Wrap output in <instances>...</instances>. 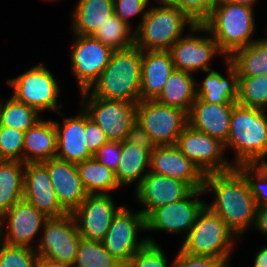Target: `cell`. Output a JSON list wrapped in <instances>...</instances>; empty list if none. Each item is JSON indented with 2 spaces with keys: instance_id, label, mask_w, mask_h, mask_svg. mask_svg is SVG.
Here are the masks:
<instances>
[{
  "instance_id": "obj_1",
  "label": "cell",
  "mask_w": 267,
  "mask_h": 267,
  "mask_svg": "<svg viewBox=\"0 0 267 267\" xmlns=\"http://www.w3.org/2000/svg\"><path fill=\"white\" fill-rule=\"evenodd\" d=\"M213 191L212 203L205 206L228 225L240 239L248 227H253L257 205L244 176L234 167L222 173H209L204 177L203 192Z\"/></svg>"
},
{
  "instance_id": "obj_2",
  "label": "cell",
  "mask_w": 267,
  "mask_h": 267,
  "mask_svg": "<svg viewBox=\"0 0 267 267\" xmlns=\"http://www.w3.org/2000/svg\"><path fill=\"white\" fill-rule=\"evenodd\" d=\"M142 50L135 44L127 49L114 50L109 64L87 90L93 97L140 101Z\"/></svg>"
},
{
  "instance_id": "obj_3",
  "label": "cell",
  "mask_w": 267,
  "mask_h": 267,
  "mask_svg": "<svg viewBox=\"0 0 267 267\" xmlns=\"http://www.w3.org/2000/svg\"><path fill=\"white\" fill-rule=\"evenodd\" d=\"M226 149L235 153L232 165L267 164V110L236 103L233 107Z\"/></svg>"
},
{
  "instance_id": "obj_4",
  "label": "cell",
  "mask_w": 267,
  "mask_h": 267,
  "mask_svg": "<svg viewBox=\"0 0 267 267\" xmlns=\"http://www.w3.org/2000/svg\"><path fill=\"white\" fill-rule=\"evenodd\" d=\"M253 11L249 6L220 0L202 23L217 42L223 58L256 40L252 38L256 28Z\"/></svg>"
},
{
  "instance_id": "obj_5",
  "label": "cell",
  "mask_w": 267,
  "mask_h": 267,
  "mask_svg": "<svg viewBox=\"0 0 267 267\" xmlns=\"http://www.w3.org/2000/svg\"><path fill=\"white\" fill-rule=\"evenodd\" d=\"M148 7L145 17L134 29V44L142 51L169 50L195 23L175 6L161 0Z\"/></svg>"
},
{
  "instance_id": "obj_6",
  "label": "cell",
  "mask_w": 267,
  "mask_h": 267,
  "mask_svg": "<svg viewBox=\"0 0 267 267\" xmlns=\"http://www.w3.org/2000/svg\"><path fill=\"white\" fill-rule=\"evenodd\" d=\"M239 239L228 225L206 206L198 213L195 223L184 238L180 250L192 256L217 258L229 267L235 241Z\"/></svg>"
},
{
  "instance_id": "obj_7",
  "label": "cell",
  "mask_w": 267,
  "mask_h": 267,
  "mask_svg": "<svg viewBox=\"0 0 267 267\" xmlns=\"http://www.w3.org/2000/svg\"><path fill=\"white\" fill-rule=\"evenodd\" d=\"M6 83L13 89L11 96L36 109L40 114L47 110L57 114L60 112V86L44 64H37L18 77L7 79Z\"/></svg>"
},
{
  "instance_id": "obj_8",
  "label": "cell",
  "mask_w": 267,
  "mask_h": 267,
  "mask_svg": "<svg viewBox=\"0 0 267 267\" xmlns=\"http://www.w3.org/2000/svg\"><path fill=\"white\" fill-rule=\"evenodd\" d=\"M41 234L37 239L36 254L54 262L73 266L81 236L72 213L47 218Z\"/></svg>"
},
{
  "instance_id": "obj_9",
  "label": "cell",
  "mask_w": 267,
  "mask_h": 267,
  "mask_svg": "<svg viewBox=\"0 0 267 267\" xmlns=\"http://www.w3.org/2000/svg\"><path fill=\"white\" fill-rule=\"evenodd\" d=\"M136 122L157 146L175 145L177 137L188 125V113L156 100L139 101Z\"/></svg>"
},
{
  "instance_id": "obj_10",
  "label": "cell",
  "mask_w": 267,
  "mask_h": 267,
  "mask_svg": "<svg viewBox=\"0 0 267 267\" xmlns=\"http://www.w3.org/2000/svg\"><path fill=\"white\" fill-rule=\"evenodd\" d=\"M82 108L105 132L109 141L123 142L136 123V103L93 97L87 90L81 92Z\"/></svg>"
},
{
  "instance_id": "obj_11",
  "label": "cell",
  "mask_w": 267,
  "mask_h": 267,
  "mask_svg": "<svg viewBox=\"0 0 267 267\" xmlns=\"http://www.w3.org/2000/svg\"><path fill=\"white\" fill-rule=\"evenodd\" d=\"M146 232L145 216L140 212H132L124 205L114 216L102 244L105 249L124 266L134 254L148 241L141 240L139 232Z\"/></svg>"
},
{
  "instance_id": "obj_12",
  "label": "cell",
  "mask_w": 267,
  "mask_h": 267,
  "mask_svg": "<svg viewBox=\"0 0 267 267\" xmlns=\"http://www.w3.org/2000/svg\"><path fill=\"white\" fill-rule=\"evenodd\" d=\"M175 146L204 175L227 172L234 168L232 162L225 157L224 152L226 151L223 143L189 125L177 137Z\"/></svg>"
},
{
  "instance_id": "obj_13",
  "label": "cell",
  "mask_w": 267,
  "mask_h": 267,
  "mask_svg": "<svg viewBox=\"0 0 267 267\" xmlns=\"http://www.w3.org/2000/svg\"><path fill=\"white\" fill-rule=\"evenodd\" d=\"M200 32L207 36L197 35ZM169 51L175 70L189 73L199 70L207 73V71L212 70L209 62L214 59L213 57L216 54L223 56L217 42L203 24H195L189 28V34L182 36Z\"/></svg>"
},
{
  "instance_id": "obj_14",
  "label": "cell",
  "mask_w": 267,
  "mask_h": 267,
  "mask_svg": "<svg viewBox=\"0 0 267 267\" xmlns=\"http://www.w3.org/2000/svg\"><path fill=\"white\" fill-rule=\"evenodd\" d=\"M200 194H204L203 189L193 190L182 200L153 209L145 217L146 231H165L185 238L205 206L206 202L198 199Z\"/></svg>"
},
{
  "instance_id": "obj_15",
  "label": "cell",
  "mask_w": 267,
  "mask_h": 267,
  "mask_svg": "<svg viewBox=\"0 0 267 267\" xmlns=\"http://www.w3.org/2000/svg\"><path fill=\"white\" fill-rule=\"evenodd\" d=\"M70 64L80 92L88 90L109 64L113 50L91 35L74 34Z\"/></svg>"
},
{
  "instance_id": "obj_16",
  "label": "cell",
  "mask_w": 267,
  "mask_h": 267,
  "mask_svg": "<svg viewBox=\"0 0 267 267\" xmlns=\"http://www.w3.org/2000/svg\"><path fill=\"white\" fill-rule=\"evenodd\" d=\"M123 206L116 207L110 194L88 195L72 212L81 238L102 242L114 216Z\"/></svg>"
},
{
  "instance_id": "obj_17",
  "label": "cell",
  "mask_w": 267,
  "mask_h": 267,
  "mask_svg": "<svg viewBox=\"0 0 267 267\" xmlns=\"http://www.w3.org/2000/svg\"><path fill=\"white\" fill-rule=\"evenodd\" d=\"M46 217L41 211L25 199L17 201L8 211L2 214V242L12 245L34 248L36 238L44 226ZM5 222V223H4Z\"/></svg>"
},
{
  "instance_id": "obj_18",
  "label": "cell",
  "mask_w": 267,
  "mask_h": 267,
  "mask_svg": "<svg viewBox=\"0 0 267 267\" xmlns=\"http://www.w3.org/2000/svg\"><path fill=\"white\" fill-rule=\"evenodd\" d=\"M193 190L187 182L149 171L135 187L134 195L146 217L153 209L182 200Z\"/></svg>"
},
{
  "instance_id": "obj_19",
  "label": "cell",
  "mask_w": 267,
  "mask_h": 267,
  "mask_svg": "<svg viewBox=\"0 0 267 267\" xmlns=\"http://www.w3.org/2000/svg\"><path fill=\"white\" fill-rule=\"evenodd\" d=\"M23 199L48 218L68 213L60 205L47 168L42 163H25Z\"/></svg>"
},
{
  "instance_id": "obj_20",
  "label": "cell",
  "mask_w": 267,
  "mask_h": 267,
  "mask_svg": "<svg viewBox=\"0 0 267 267\" xmlns=\"http://www.w3.org/2000/svg\"><path fill=\"white\" fill-rule=\"evenodd\" d=\"M149 171L187 182L194 190L203 189L205 175L175 145L156 146Z\"/></svg>"
},
{
  "instance_id": "obj_21",
  "label": "cell",
  "mask_w": 267,
  "mask_h": 267,
  "mask_svg": "<svg viewBox=\"0 0 267 267\" xmlns=\"http://www.w3.org/2000/svg\"><path fill=\"white\" fill-rule=\"evenodd\" d=\"M42 164L47 168L60 205L72 213L88 196L76 164L56 157Z\"/></svg>"
},
{
  "instance_id": "obj_22",
  "label": "cell",
  "mask_w": 267,
  "mask_h": 267,
  "mask_svg": "<svg viewBox=\"0 0 267 267\" xmlns=\"http://www.w3.org/2000/svg\"><path fill=\"white\" fill-rule=\"evenodd\" d=\"M235 104H213L196 97L188 113V125L225 144L228 140L231 114Z\"/></svg>"
},
{
  "instance_id": "obj_23",
  "label": "cell",
  "mask_w": 267,
  "mask_h": 267,
  "mask_svg": "<svg viewBox=\"0 0 267 267\" xmlns=\"http://www.w3.org/2000/svg\"><path fill=\"white\" fill-rule=\"evenodd\" d=\"M63 118L62 124L54 121L57 131L56 158L77 164L90 159L93 155L86 146L85 111L76 116L65 117L61 111L57 114Z\"/></svg>"
},
{
  "instance_id": "obj_24",
  "label": "cell",
  "mask_w": 267,
  "mask_h": 267,
  "mask_svg": "<svg viewBox=\"0 0 267 267\" xmlns=\"http://www.w3.org/2000/svg\"><path fill=\"white\" fill-rule=\"evenodd\" d=\"M174 70L169 50L142 51L140 101L156 100Z\"/></svg>"
},
{
  "instance_id": "obj_25",
  "label": "cell",
  "mask_w": 267,
  "mask_h": 267,
  "mask_svg": "<svg viewBox=\"0 0 267 267\" xmlns=\"http://www.w3.org/2000/svg\"><path fill=\"white\" fill-rule=\"evenodd\" d=\"M57 154V131L53 120H39L25 131L23 162L42 163Z\"/></svg>"
},
{
  "instance_id": "obj_26",
  "label": "cell",
  "mask_w": 267,
  "mask_h": 267,
  "mask_svg": "<svg viewBox=\"0 0 267 267\" xmlns=\"http://www.w3.org/2000/svg\"><path fill=\"white\" fill-rule=\"evenodd\" d=\"M227 66V77H224L214 69L207 71L208 74L202 83L196 81V96L205 102L213 104L236 103L238 97V71L233 67L228 58H224ZM198 84V85H197Z\"/></svg>"
},
{
  "instance_id": "obj_27",
  "label": "cell",
  "mask_w": 267,
  "mask_h": 267,
  "mask_svg": "<svg viewBox=\"0 0 267 267\" xmlns=\"http://www.w3.org/2000/svg\"><path fill=\"white\" fill-rule=\"evenodd\" d=\"M72 12L71 30L76 35H93L114 14L113 0H78Z\"/></svg>"
},
{
  "instance_id": "obj_28",
  "label": "cell",
  "mask_w": 267,
  "mask_h": 267,
  "mask_svg": "<svg viewBox=\"0 0 267 267\" xmlns=\"http://www.w3.org/2000/svg\"><path fill=\"white\" fill-rule=\"evenodd\" d=\"M195 80L192 73L174 70L156 101L189 113L197 97Z\"/></svg>"
},
{
  "instance_id": "obj_29",
  "label": "cell",
  "mask_w": 267,
  "mask_h": 267,
  "mask_svg": "<svg viewBox=\"0 0 267 267\" xmlns=\"http://www.w3.org/2000/svg\"><path fill=\"white\" fill-rule=\"evenodd\" d=\"M146 168L150 169V154L125 140L121 142V157L115 172L120 187L137 182L136 187L149 172Z\"/></svg>"
},
{
  "instance_id": "obj_30",
  "label": "cell",
  "mask_w": 267,
  "mask_h": 267,
  "mask_svg": "<svg viewBox=\"0 0 267 267\" xmlns=\"http://www.w3.org/2000/svg\"><path fill=\"white\" fill-rule=\"evenodd\" d=\"M24 168L22 161L0 160V213L4 214L23 199Z\"/></svg>"
},
{
  "instance_id": "obj_31",
  "label": "cell",
  "mask_w": 267,
  "mask_h": 267,
  "mask_svg": "<svg viewBox=\"0 0 267 267\" xmlns=\"http://www.w3.org/2000/svg\"><path fill=\"white\" fill-rule=\"evenodd\" d=\"M228 59L238 71V76L267 74V39L256 38L249 46L236 50Z\"/></svg>"
},
{
  "instance_id": "obj_32",
  "label": "cell",
  "mask_w": 267,
  "mask_h": 267,
  "mask_svg": "<svg viewBox=\"0 0 267 267\" xmlns=\"http://www.w3.org/2000/svg\"><path fill=\"white\" fill-rule=\"evenodd\" d=\"M76 166L88 195L111 194L110 191L120 188L115 172L93 157L77 163Z\"/></svg>"
},
{
  "instance_id": "obj_33",
  "label": "cell",
  "mask_w": 267,
  "mask_h": 267,
  "mask_svg": "<svg viewBox=\"0 0 267 267\" xmlns=\"http://www.w3.org/2000/svg\"><path fill=\"white\" fill-rule=\"evenodd\" d=\"M40 113L17 101L13 96L5 101L0 100V125L26 131L41 120ZM40 116V117H39Z\"/></svg>"
},
{
  "instance_id": "obj_34",
  "label": "cell",
  "mask_w": 267,
  "mask_h": 267,
  "mask_svg": "<svg viewBox=\"0 0 267 267\" xmlns=\"http://www.w3.org/2000/svg\"><path fill=\"white\" fill-rule=\"evenodd\" d=\"M92 36L113 51L134 45V30L115 13Z\"/></svg>"
},
{
  "instance_id": "obj_35",
  "label": "cell",
  "mask_w": 267,
  "mask_h": 267,
  "mask_svg": "<svg viewBox=\"0 0 267 267\" xmlns=\"http://www.w3.org/2000/svg\"><path fill=\"white\" fill-rule=\"evenodd\" d=\"M73 267H125L100 241L81 238Z\"/></svg>"
},
{
  "instance_id": "obj_36",
  "label": "cell",
  "mask_w": 267,
  "mask_h": 267,
  "mask_svg": "<svg viewBox=\"0 0 267 267\" xmlns=\"http://www.w3.org/2000/svg\"><path fill=\"white\" fill-rule=\"evenodd\" d=\"M236 103L267 110V74L260 76H239Z\"/></svg>"
},
{
  "instance_id": "obj_37",
  "label": "cell",
  "mask_w": 267,
  "mask_h": 267,
  "mask_svg": "<svg viewBox=\"0 0 267 267\" xmlns=\"http://www.w3.org/2000/svg\"><path fill=\"white\" fill-rule=\"evenodd\" d=\"M235 168L246 179L256 205L267 204V164H245Z\"/></svg>"
},
{
  "instance_id": "obj_38",
  "label": "cell",
  "mask_w": 267,
  "mask_h": 267,
  "mask_svg": "<svg viewBox=\"0 0 267 267\" xmlns=\"http://www.w3.org/2000/svg\"><path fill=\"white\" fill-rule=\"evenodd\" d=\"M38 259L34 248L0 244V267H36Z\"/></svg>"
},
{
  "instance_id": "obj_39",
  "label": "cell",
  "mask_w": 267,
  "mask_h": 267,
  "mask_svg": "<svg viewBox=\"0 0 267 267\" xmlns=\"http://www.w3.org/2000/svg\"><path fill=\"white\" fill-rule=\"evenodd\" d=\"M147 243L140 248L125 267H173V261L168 266L167 257L152 237H147Z\"/></svg>"
},
{
  "instance_id": "obj_40",
  "label": "cell",
  "mask_w": 267,
  "mask_h": 267,
  "mask_svg": "<svg viewBox=\"0 0 267 267\" xmlns=\"http://www.w3.org/2000/svg\"><path fill=\"white\" fill-rule=\"evenodd\" d=\"M25 131L0 125V160L22 161Z\"/></svg>"
},
{
  "instance_id": "obj_41",
  "label": "cell",
  "mask_w": 267,
  "mask_h": 267,
  "mask_svg": "<svg viewBox=\"0 0 267 267\" xmlns=\"http://www.w3.org/2000/svg\"><path fill=\"white\" fill-rule=\"evenodd\" d=\"M177 7L184 12L195 24H202L211 14L220 0H161Z\"/></svg>"
},
{
  "instance_id": "obj_42",
  "label": "cell",
  "mask_w": 267,
  "mask_h": 267,
  "mask_svg": "<svg viewBox=\"0 0 267 267\" xmlns=\"http://www.w3.org/2000/svg\"><path fill=\"white\" fill-rule=\"evenodd\" d=\"M114 1V13L117 17L125 22L128 26L130 19L136 16H141V21L146 15L147 7L150 6L152 0H113ZM149 4V5H148Z\"/></svg>"
},
{
  "instance_id": "obj_43",
  "label": "cell",
  "mask_w": 267,
  "mask_h": 267,
  "mask_svg": "<svg viewBox=\"0 0 267 267\" xmlns=\"http://www.w3.org/2000/svg\"><path fill=\"white\" fill-rule=\"evenodd\" d=\"M173 267H229L224 261L212 257L192 256L179 249Z\"/></svg>"
},
{
  "instance_id": "obj_44",
  "label": "cell",
  "mask_w": 267,
  "mask_h": 267,
  "mask_svg": "<svg viewBox=\"0 0 267 267\" xmlns=\"http://www.w3.org/2000/svg\"><path fill=\"white\" fill-rule=\"evenodd\" d=\"M121 157V142L108 141L94 154L93 158L116 172Z\"/></svg>"
},
{
  "instance_id": "obj_45",
  "label": "cell",
  "mask_w": 267,
  "mask_h": 267,
  "mask_svg": "<svg viewBox=\"0 0 267 267\" xmlns=\"http://www.w3.org/2000/svg\"><path fill=\"white\" fill-rule=\"evenodd\" d=\"M86 132V146L89 152L93 155L98 149H100L109 140L106 137L105 132L91 120L88 114L85 112V129Z\"/></svg>"
},
{
  "instance_id": "obj_46",
  "label": "cell",
  "mask_w": 267,
  "mask_h": 267,
  "mask_svg": "<svg viewBox=\"0 0 267 267\" xmlns=\"http://www.w3.org/2000/svg\"><path fill=\"white\" fill-rule=\"evenodd\" d=\"M125 141L132 145L138 146L150 155L156 148V144L153 142L152 138L145 132V130L136 122L126 135Z\"/></svg>"
},
{
  "instance_id": "obj_47",
  "label": "cell",
  "mask_w": 267,
  "mask_h": 267,
  "mask_svg": "<svg viewBox=\"0 0 267 267\" xmlns=\"http://www.w3.org/2000/svg\"><path fill=\"white\" fill-rule=\"evenodd\" d=\"M254 229L267 236V204L257 206Z\"/></svg>"
},
{
  "instance_id": "obj_48",
  "label": "cell",
  "mask_w": 267,
  "mask_h": 267,
  "mask_svg": "<svg viewBox=\"0 0 267 267\" xmlns=\"http://www.w3.org/2000/svg\"><path fill=\"white\" fill-rule=\"evenodd\" d=\"M254 258L253 267H267V246L260 248Z\"/></svg>"
},
{
  "instance_id": "obj_49",
  "label": "cell",
  "mask_w": 267,
  "mask_h": 267,
  "mask_svg": "<svg viewBox=\"0 0 267 267\" xmlns=\"http://www.w3.org/2000/svg\"><path fill=\"white\" fill-rule=\"evenodd\" d=\"M36 267H73V266L54 262L44 257H39Z\"/></svg>"
},
{
  "instance_id": "obj_50",
  "label": "cell",
  "mask_w": 267,
  "mask_h": 267,
  "mask_svg": "<svg viewBox=\"0 0 267 267\" xmlns=\"http://www.w3.org/2000/svg\"><path fill=\"white\" fill-rule=\"evenodd\" d=\"M234 4L245 5L254 8L256 0H225Z\"/></svg>"
},
{
  "instance_id": "obj_51",
  "label": "cell",
  "mask_w": 267,
  "mask_h": 267,
  "mask_svg": "<svg viewBox=\"0 0 267 267\" xmlns=\"http://www.w3.org/2000/svg\"><path fill=\"white\" fill-rule=\"evenodd\" d=\"M3 238V222H2V214L0 213V240Z\"/></svg>"
}]
</instances>
